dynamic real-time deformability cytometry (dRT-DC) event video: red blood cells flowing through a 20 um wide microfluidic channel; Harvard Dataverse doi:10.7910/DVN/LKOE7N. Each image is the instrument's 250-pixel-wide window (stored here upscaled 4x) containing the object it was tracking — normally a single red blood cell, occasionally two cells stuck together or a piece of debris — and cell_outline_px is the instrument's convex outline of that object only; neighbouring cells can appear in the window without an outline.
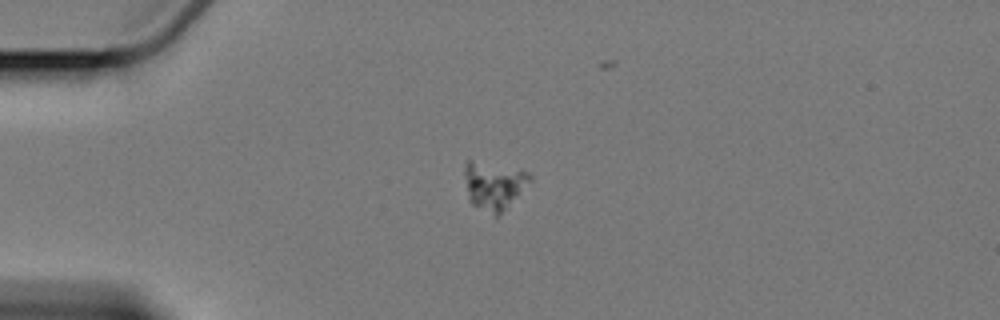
{"species": "Egyptian fruit bat (a non-hibernating species)", "species_latin": "Rousettus aegyptiacus", "temperature_condition": "cold", "stored_images_in_passage": 3, "camera_frame_rate_fps": 3000, "um_per_image_px": 0.085, "animal": {"sex": "female"}, "frame": {"image": 1, "passage_image": 1, "time_ms": 0.0, "image_size_px": [1000, 320], "cell_outline_px": [[532, 180], [496, 216], [472, 204], [468, 196], [464, 176], [464, 164], [468, 160], [472, 160], [528, 172], [532, 176]], "centroid_in_image_um": [41.93, 15.73], "position_along_channel_um": 43.1, "area_um2": 17.57}}